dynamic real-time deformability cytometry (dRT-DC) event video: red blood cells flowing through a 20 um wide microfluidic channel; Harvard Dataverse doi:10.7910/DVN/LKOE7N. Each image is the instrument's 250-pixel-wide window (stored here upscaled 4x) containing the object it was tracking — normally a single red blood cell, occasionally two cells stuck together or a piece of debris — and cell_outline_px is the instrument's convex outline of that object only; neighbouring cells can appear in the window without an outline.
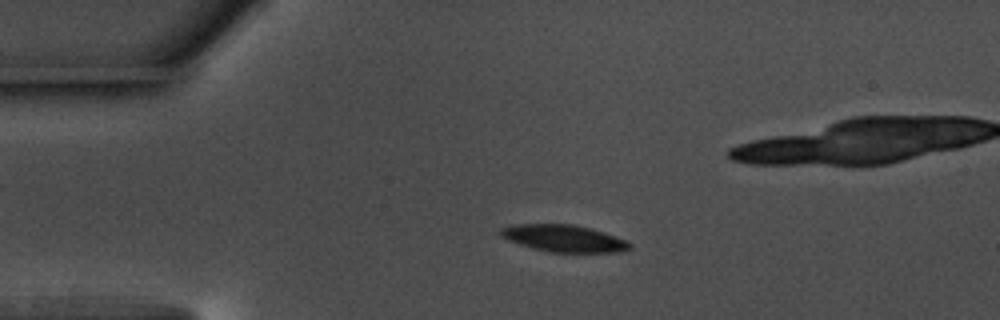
{"species": "common noctule bat (a hibernating species)", "species_latin": "Nyctalus noctula", "temperature_condition": "warm", "stored_images_in_passage": 57, "camera_frame_rate_fps": 3000, "um_per_image_px": 0.085, "animal": {"sex": "male", "body_mass_g": 17.5, "forearm_length_mm": 52.3}, "frame": {"image": 1, "passage_image": 12, "time_ms": 3.667, "image_size_px": [1000, 320], "cell_outline_px": [[632, 248], [616, 252], [548, 252], [532, 248], [508, 240], [500, 236], [500, 228], [512, 224], [572, 224], [588, 228], [624, 240], [632, 244]], "centroid_in_image_um": [47.85, 20.26], "position_along_channel_um": 37.2, "area_um2": 20.0}}
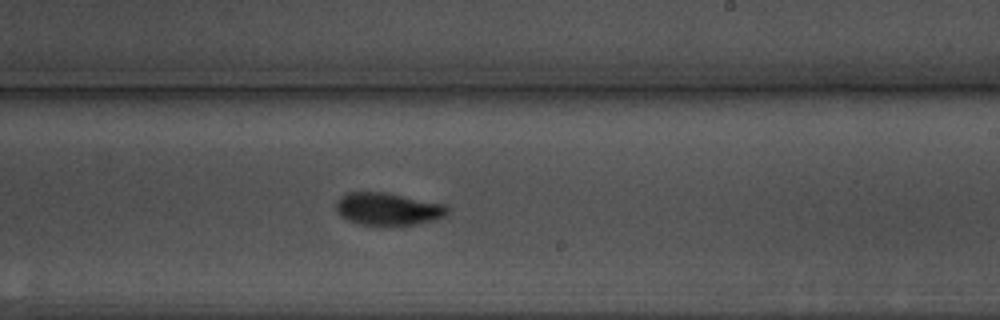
{"frame": {"image": 2, "passage_image": 33, "time_ms": 10.667, "image_size_px": [1000, 320], "cell_outline_px": [[448, 212], [444, 216], [432, 220], [412, 224], [360, 224], [348, 220], [340, 216], [336, 208], [336, 204], [340, 196], [348, 192], [384, 192], [448, 204]], "centroid_in_image_um": [32.97, 17.73], "position_along_channel_um": 256.0, "area_um2": 20.81}}
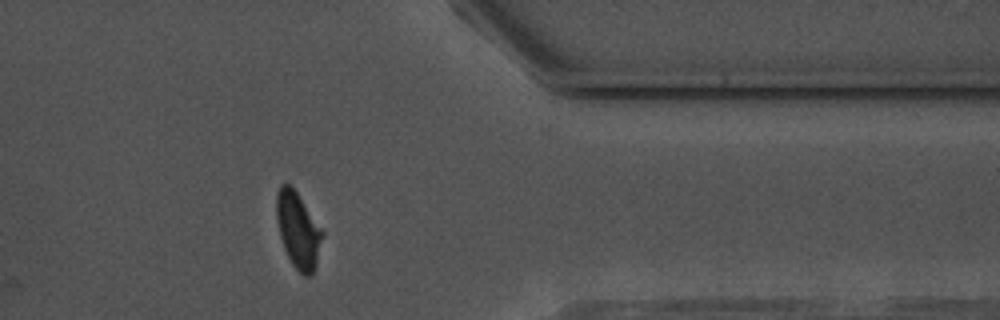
{"frame": {"image": 3, "passage_image": 45, "time_ms": 14.667, "image_size_px": [1000, 320], "cell_outline_px": [[324, 232], [316, 268], [312, 276], [304, 276], [292, 264], [284, 248], [280, 236], [276, 220], [276, 192], [280, 184], [292, 184]], "centroid_in_image_um": [25.34, 19.54], "position_along_channel_um": 386.1, "area_um2": 20.58}, "authors_computed_cell_mechanics": {"area_um2": 20.5768, "velocity_mm_per_s": 3.6306, "shape_relaxation_time_tau1_ms": 2.9747, "shape_relaxation_time_tau2_ms": 2.7682, "deformation_change_tau1": 0.1263, "deformation_change_tau2": 0.0673}}